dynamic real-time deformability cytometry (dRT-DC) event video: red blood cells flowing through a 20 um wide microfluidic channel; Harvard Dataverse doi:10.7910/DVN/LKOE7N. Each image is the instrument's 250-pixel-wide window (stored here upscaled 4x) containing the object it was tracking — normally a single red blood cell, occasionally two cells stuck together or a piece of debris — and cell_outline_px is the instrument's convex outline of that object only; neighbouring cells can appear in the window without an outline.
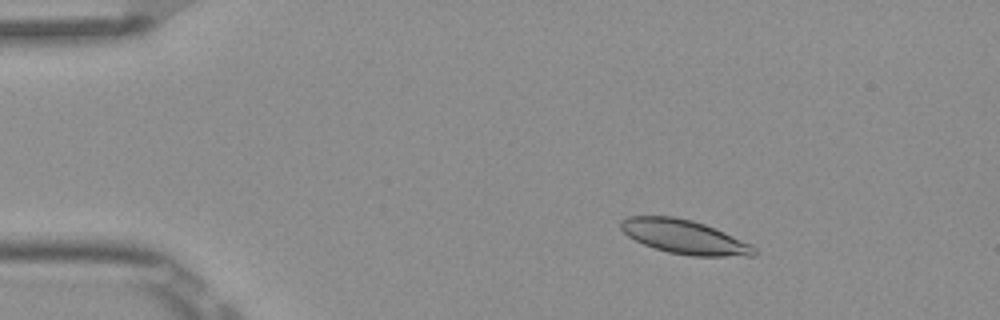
{"species": "Egyptian fruit bat (a non-hibernating species)", "species_latin": "Rousettus aegyptiacus", "temperature_condition": "room temperature", "stored_images_in_passage": 4, "camera_frame_rate_fps": 3000, "um_per_image_px": 0.085, "frame": {"image": 1, "passage_image": 3, "time_ms": 0.667, "image_size_px": [1000, 320], "cell_outline_px": [[756, 256], [692, 256], [668, 252], [644, 244], [628, 236], [620, 228], [620, 220], [628, 216], [672, 216], [692, 220], [704, 224], [724, 232], [752, 244], [756, 248]], "centroid_in_image_um": [58.18, 20.13], "position_along_channel_um": 26.8, "area_um2": 26.36}}